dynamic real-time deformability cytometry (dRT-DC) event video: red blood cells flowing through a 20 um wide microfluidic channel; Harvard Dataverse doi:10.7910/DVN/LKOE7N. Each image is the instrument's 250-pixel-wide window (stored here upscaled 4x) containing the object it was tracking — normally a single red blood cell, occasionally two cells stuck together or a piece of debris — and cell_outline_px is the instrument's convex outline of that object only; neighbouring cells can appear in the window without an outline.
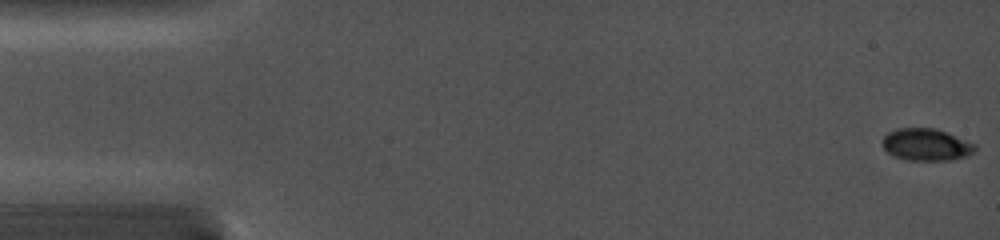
{"species": "common noctule bat (a hibernating species)", "species_latin": "Nyctalus noctula", "temperature_condition": "cold", "stored_images_in_passage": 46, "camera_frame_rate_fps": 5000, "um_per_image_px": 0.085, "animal": {"sex": "female", "body_mass_g": 19.0, "forearm_length_mm": 56.7}, "frame": {"image": 1, "passage_image": 1, "time_ms": 0.0, "image_size_px": [1000, 240], "cell_outline_px": [[976, 148], [972, 152], [964, 156], [948, 160], [908, 160], [892, 156], [884, 148], [884, 136], [888, 132], [896, 128], [936, 128], [976, 144]], "centroid_in_image_um": [78.71, 12.28], "position_along_channel_um": 6.3, "area_um2": 17.11}}
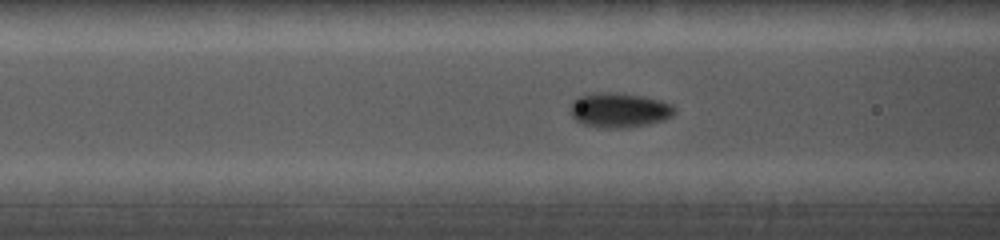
{"frame": {"image": 2, "passage_image": 24, "time_ms": 6.2, "image_size_px": [1000, 240], "cell_outline_px": [[676, 112], [672, 116], [664, 120], [648, 124], [628, 128], [596, 128], [584, 124], [576, 120], [572, 116], [572, 100], [576, 96], [592, 92], [616, 92], [644, 96], [660, 100], [672, 104], [676, 108]], "centroid_in_image_um": [52.64, 9.35], "position_along_channel_um": 114.0, "area_um2": 21.5}}
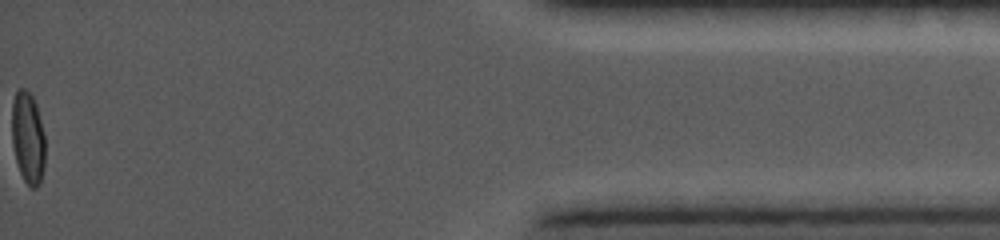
{"frame": {"image": 3, "passage_image": 46, "time_ms": 15.8, "image_size_px": [1000, 240], "cell_outline_px": [[44, 168], [40, 184], [36, 188], [32, 188], [24, 180], [20, 172], [16, 160], [12, 144], [12, 104], [16, 92], [20, 88], [24, 88], [32, 96], [36, 104], [44, 136]], "centroid_in_image_um": [2.37, 11.73], "position_along_channel_um": 432.8, "area_um2": 17.69}}